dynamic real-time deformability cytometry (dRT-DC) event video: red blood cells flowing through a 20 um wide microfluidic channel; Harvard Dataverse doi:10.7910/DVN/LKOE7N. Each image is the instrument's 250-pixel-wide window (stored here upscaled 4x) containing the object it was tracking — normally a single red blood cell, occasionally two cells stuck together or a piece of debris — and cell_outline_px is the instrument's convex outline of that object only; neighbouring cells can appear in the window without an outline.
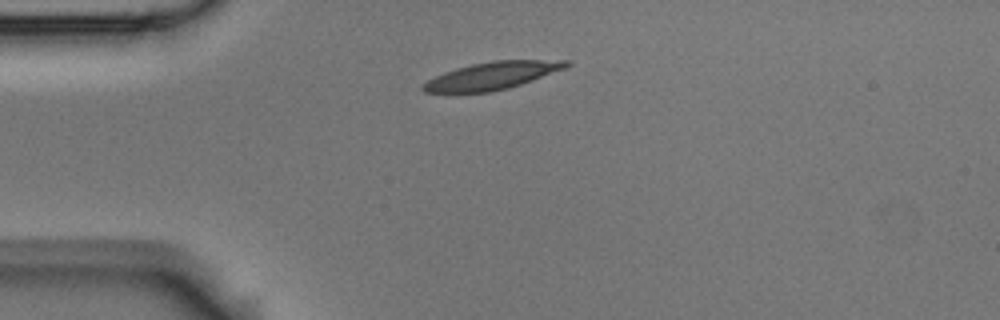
{"species": "Egyptian fruit bat (a non-hibernating species)", "species_latin": "Rousettus aegyptiacus", "temperature_condition": "room temperature", "stored_images_in_passage": 8, "camera_frame_rate_fps": 3000, "um_per_image_px": 0.085, "animal": {"sex": "male"}, "frame": {"image": 1, "passage_image": 1, "time_ms": 0.0, "image_size_px": [1000, 320], "cell_outline_px": [[572, 64], [564, 68], [532, 80], [508, 88], [488, 92], [424, 92], [420, 88], [420, 84], [444, 72], [456, 68], [472, 64], [492, 60], [572, 60]], "centroid_in_image_um": [41.81, 6.42], "position_along_channel_um": 43.2, "area_um2": 22.77}}
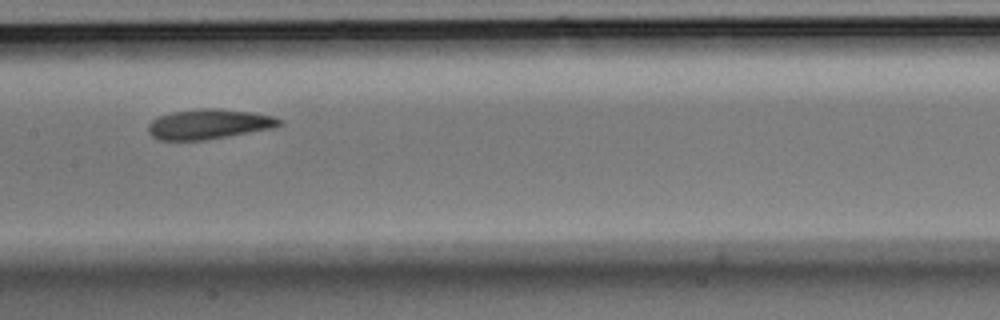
{"frame": {"image": 2, "passage_image": 5, "time_ms": 1.333, "image_size_px": [1000, 320], "cell_outline_px": [[284, 124], [276, 128], [204, 140], [160, 140], [152, 136], [148, 132], [148, 124], [152, 120], [160, 116], [172, 112], [196, 108], [220, 108], [252, 112], [272, 116], [284, 120]], "centroid_in_image_um": [17.8, 10.54], "position_along_channel_um": 189.6, "area_um2": 23.18}}
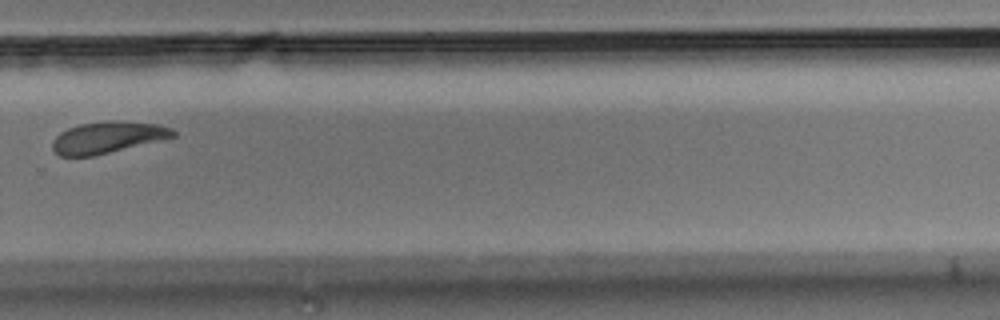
{"frame": {"image": 3, "passage_image": 8, "time_ms": 2.333, "image_size_px": [1000, 320], "cell_outline_px": [[176, 136], [92, 156], [60, 156], [52, 148], [52, 140], [60, 132], [68, 128], [80, 124], [112, 120], [160, 124], [172, 128], [176, 132]], "centroid_in_image_um": [9.14, 11.66], "position_along_channel_um": 320.7, "area_um2": 21.96}}